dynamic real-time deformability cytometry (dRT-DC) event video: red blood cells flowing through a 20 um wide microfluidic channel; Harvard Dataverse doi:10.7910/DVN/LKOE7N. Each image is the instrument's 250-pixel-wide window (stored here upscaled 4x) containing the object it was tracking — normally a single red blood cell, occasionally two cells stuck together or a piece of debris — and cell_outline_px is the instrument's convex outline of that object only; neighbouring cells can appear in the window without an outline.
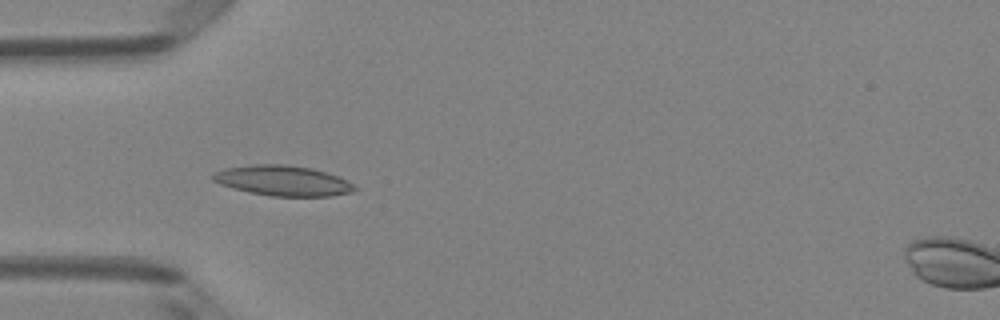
{"species": "Egyptian fruit bat (a non-hibernating species)", "species_latin": "Rousettus aegyptiacus", "temperature_condition": "room temperature", "stored_images_in_passage": 6, "camera_frame_rate_fps": 3000, "um_per_image_px": 0.085, "animal": {"sex": "female"}, "frame": {"image": 1, "passage_image": 5, "time_ms": 1.333, "image_size_px": [1000, 320], "cell_outline_px": [[356, 188], [352, 192], [332, 196], [272, 196], [248, 192], [232, 188], [220, 184], [212, 180], [212, 172], [224, 168], [252, 164], [284, 164], [312, 168], [336, 176], [352, 184]], "centroid_in_image_um": [23.97, 15.35], "position_along_channel_um": 61.0, "area_um2": 24.91}}
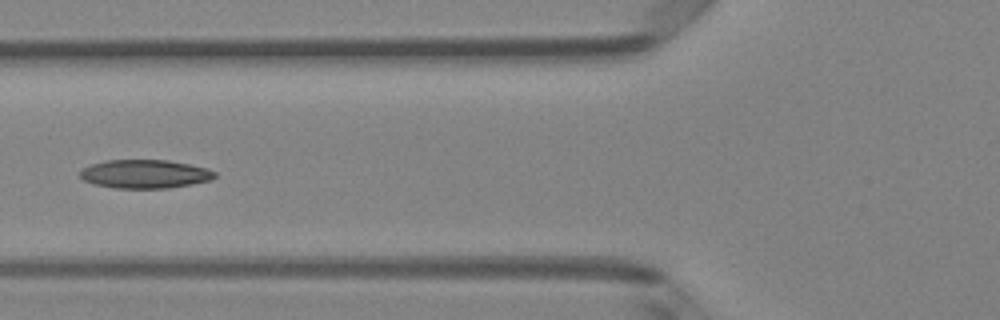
{"frame": {"image": 2, "passage_image": 6, "time_ms": 1.667, "image_size_px": [1000, 320], "cell_outline_px": [[216, 176], [212, 180], [192, 184], [168, 188], [116, 188], [96, 184], [84, 180], [80, 176], [80, 168], [104, 160], [168, 160], [208, 168], [216, 172]], "centroid_in_image_um": [12.33, 14.78], "position_along_channel_um": 113.5, "area_um2": 22.48}}